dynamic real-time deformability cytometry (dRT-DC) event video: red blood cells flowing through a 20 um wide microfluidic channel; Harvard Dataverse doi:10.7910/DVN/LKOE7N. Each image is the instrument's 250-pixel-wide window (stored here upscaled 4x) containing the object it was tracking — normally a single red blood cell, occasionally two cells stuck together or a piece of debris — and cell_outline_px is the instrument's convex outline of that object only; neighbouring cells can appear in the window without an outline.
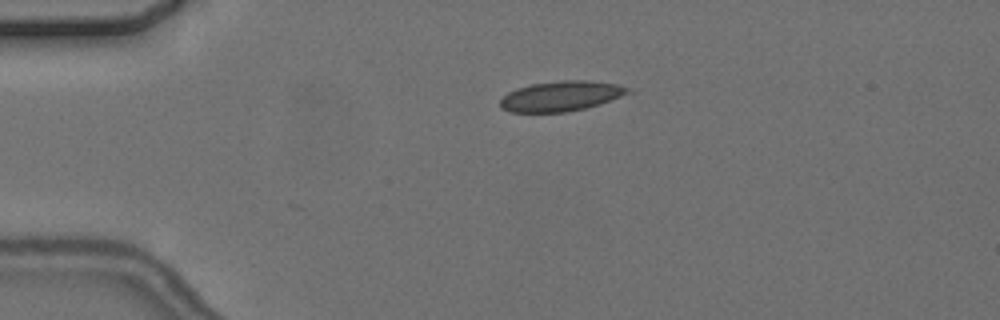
{"species": "common noctule bat (a hibernating species)", "species_latin": "Nyctalus noctula", "temperature_condition": "cold", "stored_images_in_passage": 2, "camera_frame_rate_fps": 3000, "um_per_image_px": 0.085, "animal": {"sex": "female", "body_mass_g": 24.6, "forearm_length_mm": 56.2}, "frame": {"image": 1, "passage_image": 1, "time_ms": 0.0, "image_size_px": [1000, 320], "cell_outline_px": [[636, 92], [600, 104], [568, 112], [512, 112], [500, 108], [500, 100], [508, 92], [516, 88], [532, 84], [564, 80], [588, 80], [616, 84], [628, 88]], "centroid_in_image_um": [47.73, 8.17], "position_along_channel_um": 37.3, "area_um2": 22.54}}